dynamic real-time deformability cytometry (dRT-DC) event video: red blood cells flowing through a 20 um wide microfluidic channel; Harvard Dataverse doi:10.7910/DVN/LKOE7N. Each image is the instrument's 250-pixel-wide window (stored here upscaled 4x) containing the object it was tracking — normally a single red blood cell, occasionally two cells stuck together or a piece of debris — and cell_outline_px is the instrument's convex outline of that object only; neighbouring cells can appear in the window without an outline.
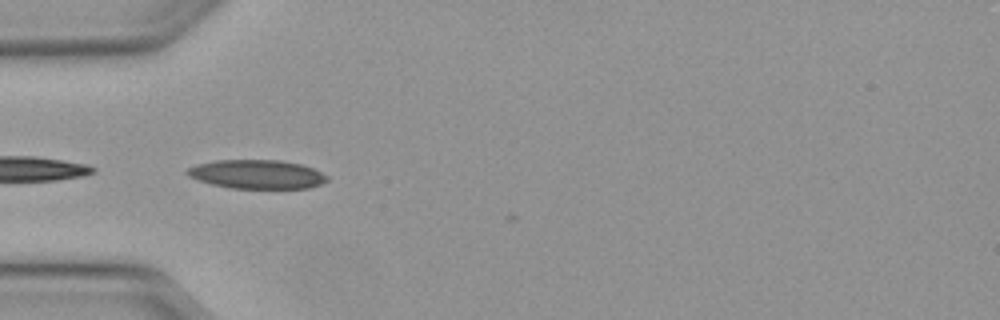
{"species": "Egyptian fruit bat (a non-hibernating species)", "species_latin": "Rousettus aegyptiacus", "temperature_condition": "warm", "stored_images_in_passage": 6, "camera_frame_rate_fps": 3000, "um_per_image_px": 0.085, "animal": {"sex": "female"}, "frame": {"image": 1, "passage_image": 1, "time_ms": 0.0, "image_size_px": [1000, 320], "cell_outline_px": [[328, 180], [320, 184], [308, 188], [232, 188], [212, 184], [188, 176], [184, 172], [188, 168], [196, 164], [216, 160], [280, 160], [300, 164], [312, 168], [328, 176]], "centroid_in_image_um": [21.82, 14.81], "position_along_channel_um": 63.2, "area_um2": 23.41}}